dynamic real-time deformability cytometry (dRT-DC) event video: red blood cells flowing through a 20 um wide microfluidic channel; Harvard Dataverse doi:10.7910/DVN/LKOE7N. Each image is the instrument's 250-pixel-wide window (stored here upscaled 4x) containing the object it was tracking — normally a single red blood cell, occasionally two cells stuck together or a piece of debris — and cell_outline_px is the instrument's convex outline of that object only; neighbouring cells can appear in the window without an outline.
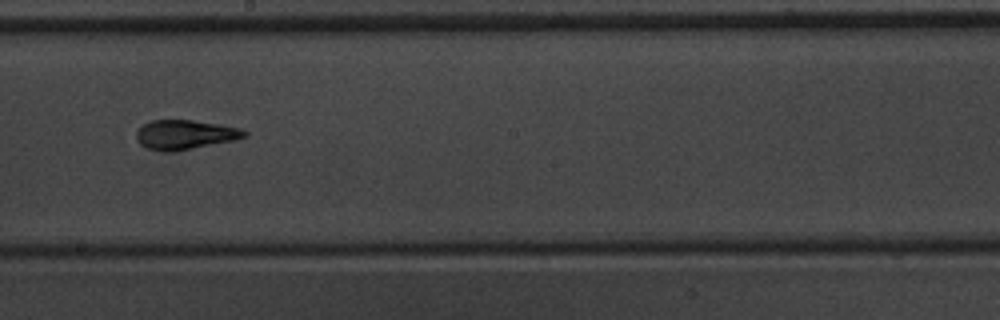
{"species": "common noctule bat (a hibernating species)", "species_latin": "Nyctalus noctula", "temperature_condition": "warm", "stored_images_in_passage": 15, "camera_frame_rate_fps": 3000, "um_per_image_px": 0.085, "animal": {"sex": "male", "body_mass_g": 20.1, "forearm_length_mm": 53.5}, "frame": {"image": 1, "passage_image": 9, "time_ms": 2.667, "image_size_px": [1000, 320], "cell_outline_px": [[248, 136], [232, 140], [172, 152], [164, 152], [148, 148], [140, 144], [136, 140], [136, 132], [144, 124], [152, 120], [192, 120], [220, 124], [240, 128], [248, 132]], "centroid_in_image_um": [15.71, 11.44], "position_along_channel_um": 232.5, "area_um2": 18.38}}
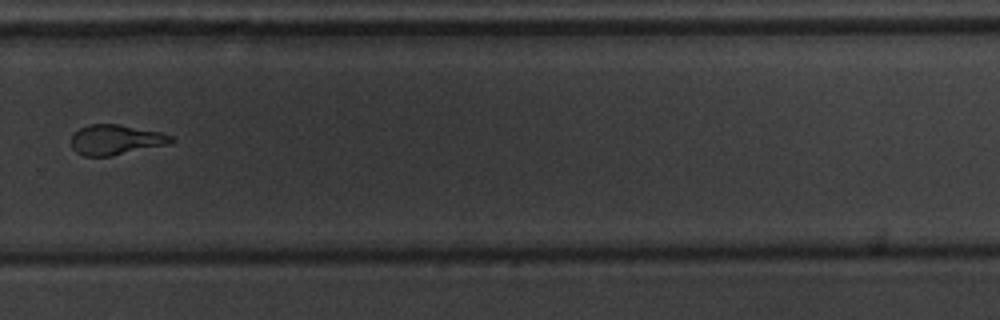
{"frame": {"image": 2, "passage_image": 11, "time_ms": 3.333, "image_size_px": [1000, 320], "cell_outline_px": [[176, 140], [164, 144], [112, 156], [84, 156], [76, 152], [72, 148], [72, 136], [80, 128], [88, 124], [120, 124], [160, 132], [172, 136]], "centroid_in_image_um": [9.81, 11.87], "position_along_channel_um": 320.0, "area_um2": 17.28}}
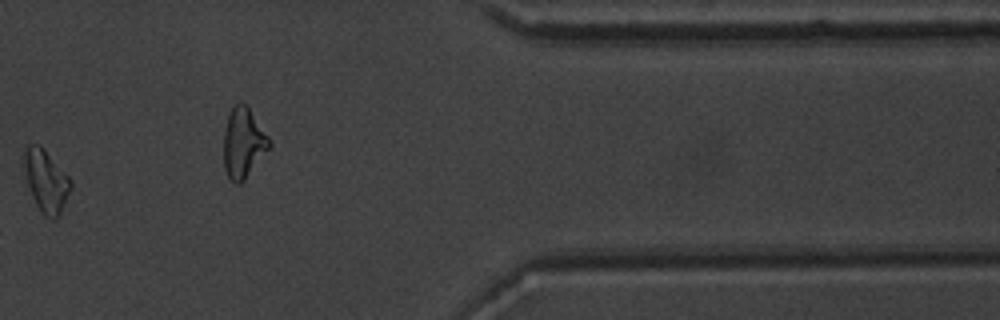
{"frame": {"image": 3, "passage_image": 13, "time_ms": 4.0, "image_size_px": [1000, 320], "cell_outline_px": [[72, 188], [60, 216], [56, 220], [52, 220], [44, 216], [40, 212], [36, 204], [28, 184], [24, 164], [24, 152], [28, 144], [40, 144], [44, 148], [72, 180]], "centroid_in_image_um": [3.96, 15.41], "position_along_channel_um": 407.4, "area_um2": 17.05}}